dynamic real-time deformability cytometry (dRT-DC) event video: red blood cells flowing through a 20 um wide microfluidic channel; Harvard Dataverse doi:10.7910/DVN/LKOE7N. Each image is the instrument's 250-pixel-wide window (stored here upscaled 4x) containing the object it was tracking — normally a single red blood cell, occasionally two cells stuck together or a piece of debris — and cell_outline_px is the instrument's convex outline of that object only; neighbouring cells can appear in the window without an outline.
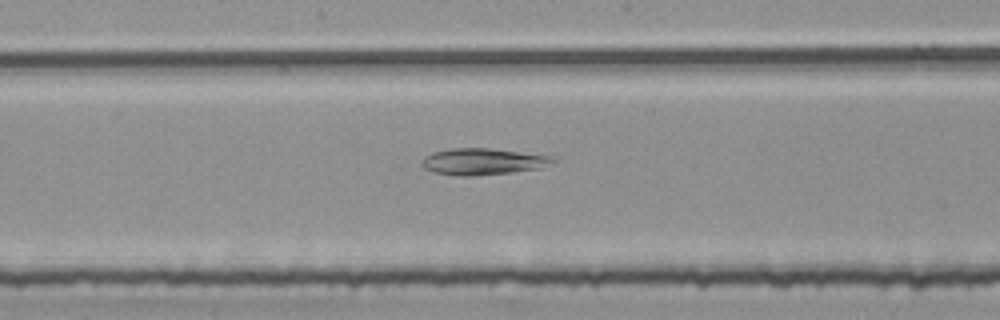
{"species": "common noctule bat (a hibernating species)", "species_latin": "Nyctalus noctula", "temperature_condition": "room temperature", "stored_images_in_passage": 38, "camera_frame_rate_fps": 3000, "um_per_image_px": 0.085, "animal": {"sex": "female", "body_mass_g": 25.1}, "frame": {"image": 1, "passage_image": 16, "time_ms": 5.0, "image_size_px": [1000, 320], "cell_outline_px": [[556, 160], [540, 168], [508, 172], [472, 176], [460, 176], [436, 172], [424, 168], [420, 164], [424, 156], [432, 152], [452, 148], [488, 148], [552, 156]], "centroid_in_image_um": [40.99, 13.72], "position_along_channel_um": 207.2, "area_um2": 19.94}}
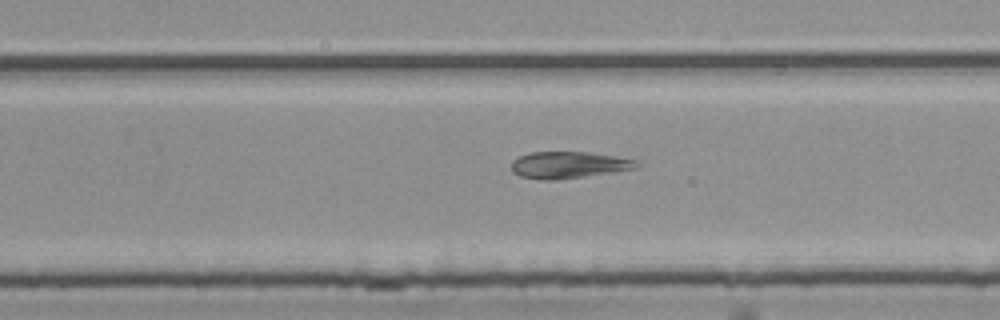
{"frame": {"image": 2, "passage_image": 22, "time_ms": 7.0, "image_size_px": [1000, 320], "cell_outline_px": [[640, 164], [632, 168], [612, 172], [556, 180], [540, 180], [520, 176], [512, 172], [512, 160], [520, 156], [532, 152], [588, 152], [636, 160]], "centroid_in_image_um": [48.26, 14.02], "position_along_channel_um": 281.5, "area_um2": 19.19}}
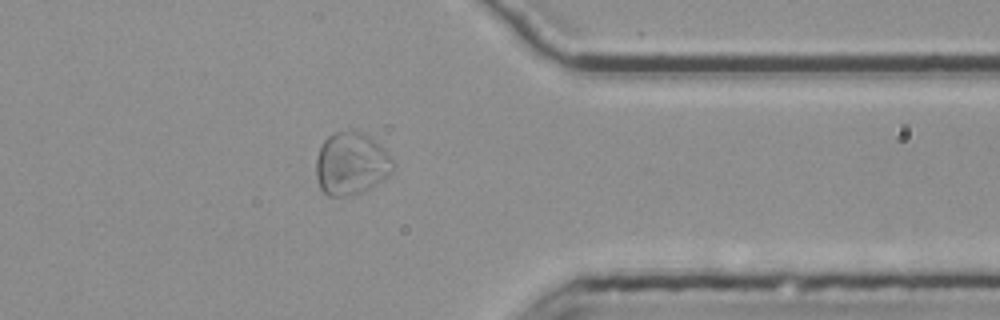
{"frame": {"image": 3, "passage_image": 31, "time_ms": 10.0, "image_size_px": [1000, 320], "cell_outline_px": [[392, 168], [384, 180], [364, 192], [340, 196], [328, 196], [320, 188], [316, 176], [316, 156], [324, 140], [328, 136], [336, 132], [352, 128], [364, 132], [384, 148], [392, 156]], "centroid_in_image_um": [29.84, 13.88], "position_along_channel_um": 381.6, "area_um2": 28.32}}